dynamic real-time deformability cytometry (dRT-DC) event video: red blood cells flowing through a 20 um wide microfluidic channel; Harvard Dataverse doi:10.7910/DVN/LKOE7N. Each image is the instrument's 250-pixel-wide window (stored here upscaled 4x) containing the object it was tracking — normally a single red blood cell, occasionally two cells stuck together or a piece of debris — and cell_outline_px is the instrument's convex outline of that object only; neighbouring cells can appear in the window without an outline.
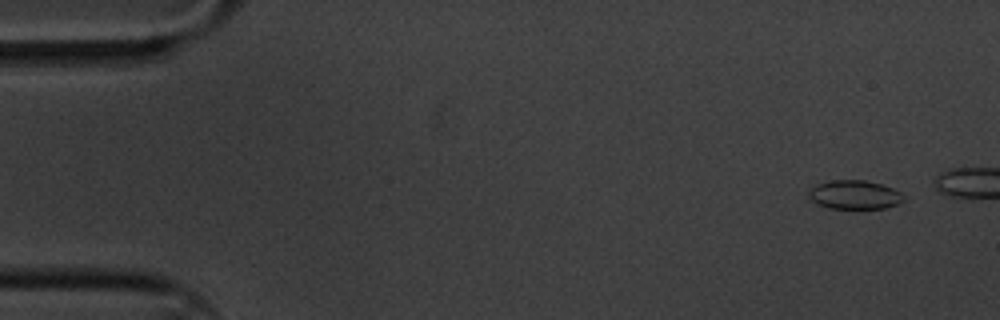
{"species": "common noctule bat (a hibernating species)", "species_latin": "Nyctalus noctula", "temperature_condition": "cold", "stored_images_in_passage": 4, "camera_frame_rate_fps": 3000, "um_per_image_px": 0.085, "animal": {"sex": "male", "body_mass_g": 20.1, "forearm_length_mm": 53.5}, "frame": {"image": 1, "passage_image": 1, "time_ms": 0.0, "image_size_px": [1000, 320], "cell_outline_px": [[904, 200], [896, 204], [884, 208], [828, 208], [816, 204], [808, 196], [808, 192], [816, 184], [828, 180], [864, 180], [880, 184], [892, 188], [900, 192], [904, 196]], "centroid_in_image_um": [72.6, 16.55], "position_along_channel_um": 12.4, "area_um2": 15.9}}